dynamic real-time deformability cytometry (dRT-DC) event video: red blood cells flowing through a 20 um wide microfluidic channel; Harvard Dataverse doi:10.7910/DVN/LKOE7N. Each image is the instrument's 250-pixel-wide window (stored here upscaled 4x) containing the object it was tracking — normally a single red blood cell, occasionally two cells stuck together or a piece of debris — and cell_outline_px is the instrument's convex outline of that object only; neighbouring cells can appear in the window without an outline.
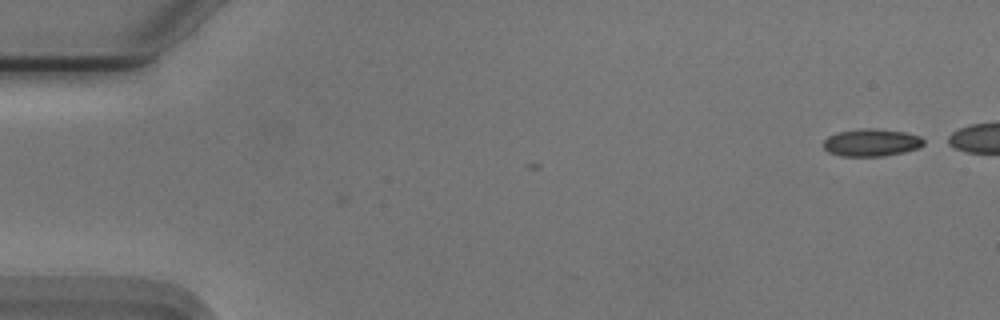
{"species": "Egyptian fruit bat (a non-hibernating species)", "species_latin": "Rousettus aegyptiacus", "temperature_condition": "cold", "stored_images_in_passage": 2, "camera_frame_rate_fps": 3000, "um_per_image_px": 0.085, "animal": {"sex": "male"}, "frame": {"image": 1, "passage_image": 2, "time_ms": 0.333, "image_size_px": [1000, 320], "cell_outline_px": [[924, 144], [920, 148], [904, 152], [884, 156], [840, 156], [828, 152], [824, 148], [824, 140], [828, 136], [836, 132], [864, 128], [876, 128], [904, 132], [920, 136], [924, 140]], "centroid_in_image_um": [74.07, 12.12], "position_along_channel_um": 10.9, "area_um2": 16.18}}